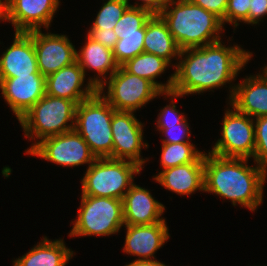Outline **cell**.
Here are the masks:
<instances>
[{"label":"cell","instance_id":"30","mask_svg":"<svg viewBox=\"0 0 267 266\" xmlns=\"http://www.w3.org/2000/svg\"><path fill=\"white\" fill-rule=\"evenodd\" d=\"M251 0H228L225 18L221 21L222 24L228 22L238 26V21L248 23V13Z\"/></svg>","mask_w":267,"mask_h":266},{"label":"cell","instance_id":"21","mask_svg":"<svg viewBox=\"0 0 267 266\" xmlns=\"http://www.w3.org/2000/svg\"><path fill=\"white\" fill-rule=\"evenodd\" d=\"M86 40L87 42H85L81 51L79 50V53L76 51V62L83 69L84 75L87 68L96 70L98 75L103 77V80L99 79V77L89 79V82L99 89L106 81L105 75H108V72H110L111 76L118 69L119 65L116 63L111 49L94 41L88 35Z\"/></svg>","mask_w":267,"mask_h":266},{"label":"cell","instance_id":"9","mask_svg":"<svg viewBox=\"0 0 267 266\" xmlns=\"http://www.w3.org/2000/svg\"><path fill=\"white\" fill-rule=\"evenodd\" d=\"M25 153L65 167L87 163L90 166L96 160L88 144L75 129L38 140Z\"/></svg>","mask_w":267,"mask_h":266},{"label":"cell","instance_id":"3","mask_svg":"<svg viewBox=\"0 0 267 266\" xmlns=\"http://www.w3.org/2000/svg\"><path fill=\"white\" fill-rule=\"evenodd\" d=\"M159 15L181 50L215 43L224 31L217 16L190 0H171Z\"/></svg>","mask_w":267,"mask_h":266},{"label":"cell","instance_id":"12","mask_svg":"<svg viewBox=\"0 0 267 266\" xmlns=\"http://www.w3.org/2000/svg\"><path fill=\"white\" fill-rule=\"evenodd\" d=\"M32 36L39 72L46 78L63 67L76 62V49L67 36L28 32Z\"/></svg>","mask_w":267,"mask_h":266},{"label":"cell","instance_id":"39","mask_svg":"<svg viewBox=\"0 0 267 266\" xmlns=\"http://www.w3.org/2000/svg\"><path fill=\"white\" fill-rule=\"evenodd\" d=\"M262 71L263 73L261 75L267 76V66H265V68Z\"/></svg>","mask_w":267,"mask_h":266},{"label":"cell","instance_id":"23","mask_svg":"<svg viewBox=\"0 0 267 266\" xmlns=\"http://www.w3.org/2000/svg\"><path fill=\"white\" fill-rule=\"evenodd\" d=\"M42 242L22 257L14 260L13 266H66L73 251L68 249L62 239L50 241L45 236Z\"/></svg>","mask_w":267,"mask_h":266},{"label":"cell","instance_id":"36","mask_svg":"<svg viewBox=\"0 0 267 266\" xmlns=\"http://www.w3.org/2000/svg\"><path fill=\"white\" fill-rule=\"evenodd\" d=\"M129 3V0H126ZM143 4L130 5L132 7H140L149 10L152 14H159L171 0H139ZM138 5V6H137Z\"/></svg>","mask_w":267,"mask_h":266},{"label":"cell","instance_id":"8","mask_svg":"<svg viewBox=\"0 0 267 266\" xmlns=\"http://www.w3.org/2000/svg\"><path fill=\"white\" fill-rule=\"evenodd\" d=\"M107 79L108 82L105 81L98 92L118 111L135 112L155 97L164 94L152 82L128 73L122 66ZM107 83L106 96L103 91Z\"/></svg>","mask_w":267,"mask_h":266},{"label":"cell","instance_id":"34","mask_svg":"<svg viewBox=\"0 0 267 266\" xmlns=\"http://www.w3.org/2000/svg\"><path fill=\"white\" fill-rule=\"evenodd\" d=\"M87 35L94 41L101 43L111 50H113L118 40L113 29H90Z\"/></svg>","mask_w":267,"mask_h":266},{"label":"cell","instance_id":"7","mask_svg":"<svg viewBox=\"0 0 267 266\" xmlns=\"http://www.w3.org/2000/svg\"><path fill=\"white\" fill-rule=\"evenodd\" d=\"M81 198L78 217L69 236H109L125 225L122 200L88 195Z\"/></svg>","mask_w":267,"mask_h":266},{"label":"cell","instance_id":"33","mask_svg":"<svg viewBox=\"0 0 267 266\" xmlns=\"http://www.w3.org/2000/svg\"><path fill=\"white\" fill-rule=\"evenodd\" d=\"M192 3L213 13L221 21L225 18L228 0H190Z\"/></svg>","mask_w":267,"mask_h":266},{"label":"cell","instance_id":"35","mask_svg":"<svg viewBox=\"0 0 267 266\" xmlns=\"http://www.w3.org/2000/svg\"><path fill=\"white\" fill-rule=\"evenodd\" d=\"M267 15V0H251L248 13V24H258L260 18Z\"/></svg>","mask_w":267,"mask_h":266},{"label":"cell","instance_id":"28","mask_svg":"<svg viewBox=\"0 0 267 266\" xmlns=\"http://www.w3.org/2000/svg\"><path fill=\"white\" fill-rule=\"evenodd\" d=\"M130 5L126 0H108L99 10L91 29H114Z\"/></svg>","mask_w":267,"mask_h":266},{"label":"cell","instance_id":"26","mask_svg":"<svg viewBox=\"0 0 267 266\" xmlns=\"http://www.w3.org/2000/svg\"><path fill=\"white\" fill-rule=\"evenodd\" d=\"M153 14L140 7L129 6L123 16L117 20L114 27L116 36L140 34V29H146V22Z\"/></svg>","mask_w":267,"mask_h":266},{"label":"cell","instance_id":"32","mask_svg":"<svg viewBox=\"0 0 267 266\" xmlns=\"http://www.w3.org/2000/svg\"><path fill=\"white\" fill-rule=\"evenodd\" d=\"M172 99V103L169 105H166L162 111L159 113L158 116V121H157V126H173L175 124L182 123L186 118L185 116L180 114L179 111L176 109V105L174 104L175 102Z\"/></svg>","mask_w":267,"mask_h":266},{"label":"cell","instance_id":"14","mask_svg":"<svg viewBox=\"0 0 267 266\" xmlns=\"http://www.w3.org/2000/svg\"><path fill=\"white\" fill-rule=\"evenodd\" d=\"M59 0H7L8 21L15 32L41 30L49 28Z\"/></svg>","mask_w":267,"mask_h":266},{"label":"cell","instance_id":"15","mask_svg":"<svg viewBox=\"0 0 267 266\" xmlns=\"http://www.w3.org/2000/svg\"><path fill=\"white\" fill-rule=\"evenodd\" d=\"M29 74H41L32 36L28 32H15L13 44L0 57V82Z\"/></svg>","mask_w":267,"mask_h":266},{"label":"cell","instance_id":"17","mask_svg":"<svg viewBox=\"0 0 267 266\" xmlns=\"http://www.w3.org/2000/svg\"><path fill=\"white\" fill-rule=\"evenodd\" d=\"M127 230L123 251L138 256V260H152L154 253L169 239L166 221L150 225H125Z\"/></svg>","mask_w":267,"mask_h":266},{"label":"cell","instance_id":"11","mask_svg":"<svg viewBox=\"0 0 267 266\" xmlns=\"http://www.w3.org/2000/svg\"><path fill=\"white\" fill-rule=\"evenodd\" d=\"M133 113L118 110L113 112V151L108 158L129 160L142 167L147 160L140 158L141 148H148V144L143 143V124Z\"/></svg>","mask_w":267,"mask_h":266},{"label":"cell","instance_id":"4","mask_svg":"<svg viewBox=\"0 0 267 266\" xmlns=\"http://www.w3.org/2000/svg\"><path fill=\"white\" fill-rule=\"evenodd\" d=\"M76 107L75 101L45 94L18 121L25 137L41 141L73 130Z\"/></svg>","mask_w":267,"mask_h":266},{"label":"cell","instance_id":"1","mask_svg":"<svg viewBox=\"0 0 267 266\" xmlns=\"http://www.w3.org/2000/svg\"><path fill=\"white\" fill-rule=\"evenodd\" d=\"M221 42L219 40L202 47L181 50L178 57L181 60L174 66L173 88L165 93L166 96L175 98L200 94L236 79L239 71L251 59L252 53L237 44L226 47Z\"/></svg>","mask_w":267,"mask_h":266},{"label":"cell","instance_id":"13","mask_svg":"<svg viewBox=\"0 0 267 266\" xmlns=\"http://www.w3.org/2000/svg\"><path fill=\"white\" fill-rule=\"evenodd\" d=\"M45 82L42 74L6 78L0 82L1 94L18 120L46 94Z\"/></svg>","mask_w":267,"mask_h":266},{"label":"cell","instance_id":"29","mask_svg":"<svg viewBox=\"0 0 267 266\" xmlns=\"http://www.w3.org/2000/svg\"><path fill=\"white\" fill-rule=\"evenodd\" d=\"M254 161L267 173V116L255 118Z\"/></svg>","mask_w":267,"mask_h":266},{"label":"cell","instance_id":"24","mask_svg":"<svg viewBox=\"0 0 267 266\" xmlns=\"http://www.w3.org/2000/svg\"><path fill=\"white\" fill-rule=\"evenodd\" d=\"M171 64L162 57L155 54L142 52L136 57L129 59L121 65L128 73L145 78L152 82L162 93L170 92L173 88L174 74L165 84L158 83L155 78L164 73L168 65Z\"/></svg>","mask_w":267,"mask_h":266},{"label":"cell","instance_id":"38","mask_svg":"<svg viewBox=\"0 0 267 266\" xmlns=\"http://www.w3.org/2000/svg\"><path fill=\"white\" fill-rule=\"evenodd\" d=\"M8 21L7 0H0V21Z\"/></svg>","mask_w":267,"mask_h":266},{"label":"cell","instance_id":"19","mask_svg":"<svg viewBox=\"0 0 267 266\" xmlns=\"http://www.w3.org/2000/svg\"><path fill=\"white\" fill-rule=\"evenodd\" d=\"M122 203L125 225H150L165 221L161 217L165 206L155 200L147 189L138 185L130 187Z\"/></svg>","mask_w":267,"mask_h":266},{"label":"cell","instance_id":"5","mask_svg":"<svg viewBox=\"0 0 267 266\" xmlns=\"http://www.w3.org/2000/svg\"><path fill=\"white\" fill-rule=\"evenodd\" d=\"M114 111L98 91L77 104L74 129L85 140L96 158H106L112 154L111 122Z\"/></svg>","mask_w":267,"mask_h":266},{"label":"cell","instance_id":"31","mask_svg":"<svg viewBox=\"0 0 267 266\" xmlns=\"http://www.w3.org/2000/svg\"><path fill=\"white\" fill-rule=\"evenodd\" d=\"M158 130L165 134L167 138L162 140V143H182L189 142L191 135L189 125L185 119L182 123L173 126H157ZM187 139V140H185Z\"/></svg>","mask_w":267,"mask_h":266},{"label":"cell","instance_id":"22","mask_svg":"<svg viewBox=\"0 0 267 266\" xmlns=\"http://www.w3.org/2000/svg\"><path fill=\"white\" fill-rule=\"evenodd\" d=\"M143 42L144 52L162 57L169 63L173 57L180 56L181 49L159 14H153L146 22Z\"/></svg>","mask_w":267,"mask_h":266},{"label":"cell","instance_id":"10","mask_svg":"<svg viewBox=\"0 0 267 266\" xmlns=\"http://www.w3.org/2000/svg\"><path fill=\"white\" fill-rule=\"evenodd\" d=\"M233 110L225 111L222 138L218 139L212 151L214 155L226 158H253L255 152L254 118Z\"/></svg>","mask_w":267,"mask_h":266},{"label":"cell","instance_id":"6","mask_svg":"<svg viewBox=\"0 0 267 266\" xmlns=\"http://www.w3.org/2000/svg\"><path fill=\"white\" fill-rule=\"evenodd\" d=\"M143 167L120 159L96 158L88 166L82 182V195L109 197L122 200L125 193L134 184V174H139Z\"/></svg>","mask_w":267,"mask_h":266},{"label":"cell","instance_id":"20","mask_svg":"<svg viewBox=\"0 0 267 266\" xmlns=\"http://www.w3.org/2000/svg\"><path fill=\"white\" fill-rule=\"evenodd\" d=\"M159 184L179 195L204 191V156L198 162L165 169L154 177Z\"/></svg>","mask_w":267,"mask_h":266},{"label":"cell","instance_id":"16","mask_svg":"<svg viewBox=\"0 0 267 266\" xmlns=\"http://www.w3.org/2000/svg\"><path fill=\"white\" fill-rule=\"evenodd\" d=\"M85 80L83 69L77 62L61 68L55 73L46 77V94L75 101L79 104L92 97L98 89L89 81L83 89ZM82 88V89H81Z\"/></svg>","mask_w":267,"mask_h":266},{"label":"cell","instance_id":"27","mask_svg":"<svg viewBox=\"0 0 267 266\" xmlns=\"http://www.w3.org/2000/svg\"><path fill=\"white\" fill-rule=\"evenodd\" d=\"M144 37L145 29H140V34L118 35V40L112 51L119 66L144 52Z\"/></svg>","mask_w":267,"mask_h":266},{"label":"cell","instance_id":"37","mask_svg":"<svg viewBox=\"0 0 267 266\" xmlns=\"http://www.w3.org/2000/svg\"><path fill=\"white\" fill-rule=\"evenodd\" d=\"M125 266H167V265L152 259V260H135Z\"/></svg>","mask_w":267,"mask_h":266},{"label":"cell","instance_id":"25","mask_svg":"<svg viewBox=\"0 0 267 266\" xmlns=\"http://www.w3.org/2000/svg\"><path fill=\"white\" fill-rule=\"evenodd\" d=\"M205 152L202 153L190 142L182 143H162L161 165L163 170L188 164L190 162H198Z\"/></svg>","mask_w":267,"mask_h":266},{"label":"cell","instance_id":"2","mask_svg":"<svg viewBox=\"0 0 267 266\" xmlns=\"http://www.w3.org/2000/svg\"><path fill=\"white\" fill-rule=\"evenodd\" d=\"M249 159L204 155V192L214 193L247 207L257 209L263 200L266 172L257 164L247 165Z\"/></svg>","mask_w":267,"mask_h":266},{"label":"cell","instance_id":"18","mask_svg":"<svg viewBox=\"0 0 267 266\" xmlns=\"http://www.w3.org/2000/svg\"><path fill=\"white\" fill-rule=\"evenodd\" d=\"M230 105L249 117L267 116V76L246 77L230 90Z\"/></svg>","mask_w":267,"mask_h":266}]
</instances>
